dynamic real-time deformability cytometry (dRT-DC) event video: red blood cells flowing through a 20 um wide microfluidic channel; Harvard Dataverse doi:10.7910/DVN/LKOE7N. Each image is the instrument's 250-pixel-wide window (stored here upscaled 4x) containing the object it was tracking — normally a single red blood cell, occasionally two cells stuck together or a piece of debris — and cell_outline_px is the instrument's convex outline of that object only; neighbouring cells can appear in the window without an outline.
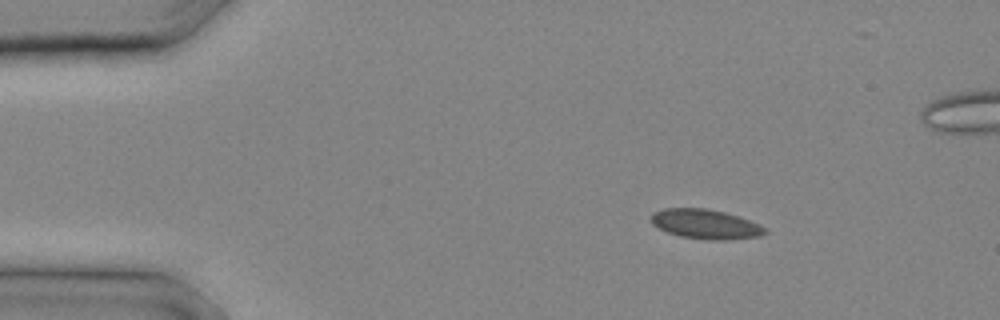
{"species": "common noctule bat (a hibernating species)", "species_latin": "Nyctalus noctula", "temperature_condition": "cold", "stored_images_in_passage": 12, "camera_frame_rate_fps": 3000, "um_per_image_px": 0.085, "animal": {"sex": "male", "body_mass_g": 20.4}, "frame": {"image": 1, "passage_image": 1, "time_ms": 0.0, "image_size_px": [1000, 320], "cell_outline_px": [[768, 232], [760, 236], [724, 240], [712, 240], [680, 236], [668, 232], [652, 224], [652, 212], [664, 208], [704, 208], [724, 212], [748, 220], [768, 228]], "centroid_in_image_um": [59.98, 19.05], "position_along_channel_um": 25.0, "area_um2": 19.42}}